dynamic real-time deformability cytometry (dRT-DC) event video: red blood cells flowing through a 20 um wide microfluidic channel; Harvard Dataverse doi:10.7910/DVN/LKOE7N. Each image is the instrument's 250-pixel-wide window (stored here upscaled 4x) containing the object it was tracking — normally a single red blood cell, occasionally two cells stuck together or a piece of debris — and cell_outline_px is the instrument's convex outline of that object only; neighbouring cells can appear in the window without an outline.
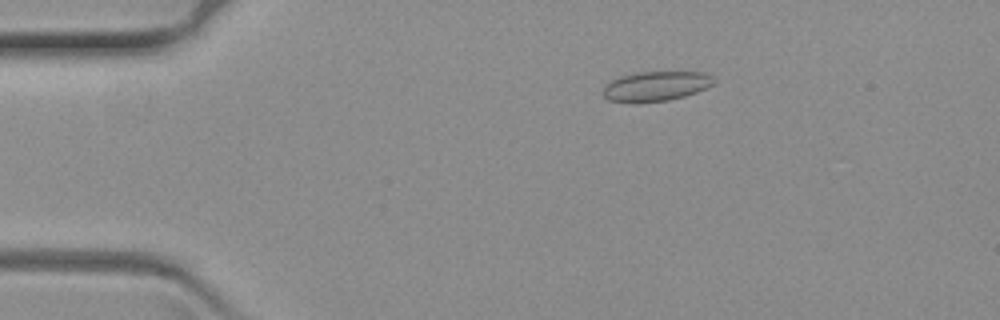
{"species": "common noctule bat (a hibernating species)", "species_latin": "Nyctalus noctula", "temperature_condition": "warm", "stored_images_in_passage": 54, "camera_frame_rate_fps": 3000, "um_per_image_px": 0.085, "animal": {"sex": "female", "body_mass_g": 19.3, "forearm_length_mm": 54.1}, "frame": {"image": 1, "passage_image": 2, "time_ms": 0.333, "image_size_px": [1000, 320], "cell_outline_px": [[716, 80], [712, 84], [696, 92], [684, 96], [668, 100], [636, 104], [632, 104], [608, 100], [604, 96], [604, 84], [620, 76], [636, 72], [704, 72], [712, 76]], "centroid_in_image_um": [55.7, 7.34], "position_along_channel_um": 29.3, "area_um2": 19.42}}
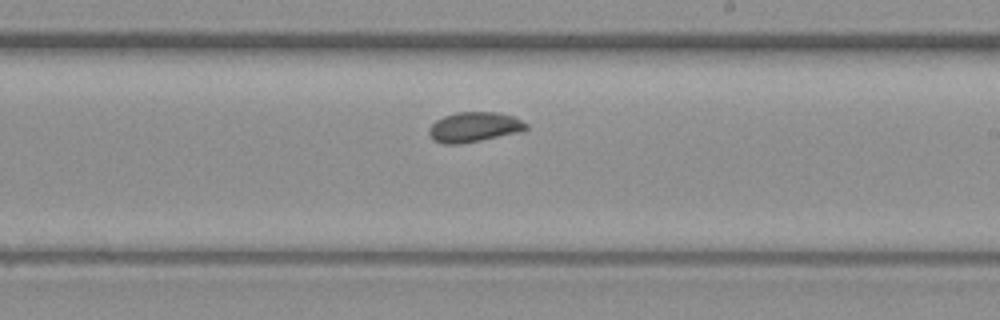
{"frame": {"image": 2, "passage_image": 28, "time_ms": 9.0, "image_size_px": [1000, 320], "cell_outline_px": [[528, 128], [520, 132], [460, 144], [444, 144], [432, 140], [428, 132], [428, 128], [436, 120], [444, 116], [456, 112], [496, 112], [512, 116], [528, 124]], "centroid_in_image_um": [40.27, 10.8], "position_along_channel_um": 248.7, "area_um2": 16.94}}
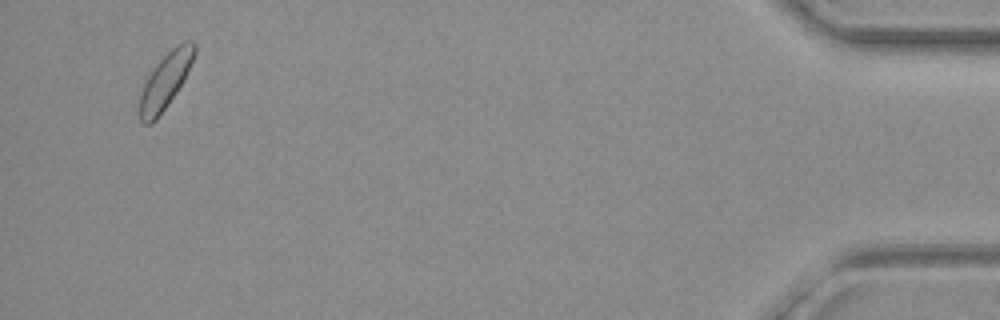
{"frame": {"image": 3, "passage_image": 52, "time_ms": 17.0, "image_size_px": [1000, 320], "cell_outline_px": [[196, 52], [176, 92], [156, 120], [152, 124], [144, 124], [140, 120], [140, 92], [152, 68], [176, 44], [184, 40], [192, 40], [196, 44]], "centroid_in_image_um": [14.04, 6.85], "position_along_channel_um": 421.2, "area_um2": 17.34}}